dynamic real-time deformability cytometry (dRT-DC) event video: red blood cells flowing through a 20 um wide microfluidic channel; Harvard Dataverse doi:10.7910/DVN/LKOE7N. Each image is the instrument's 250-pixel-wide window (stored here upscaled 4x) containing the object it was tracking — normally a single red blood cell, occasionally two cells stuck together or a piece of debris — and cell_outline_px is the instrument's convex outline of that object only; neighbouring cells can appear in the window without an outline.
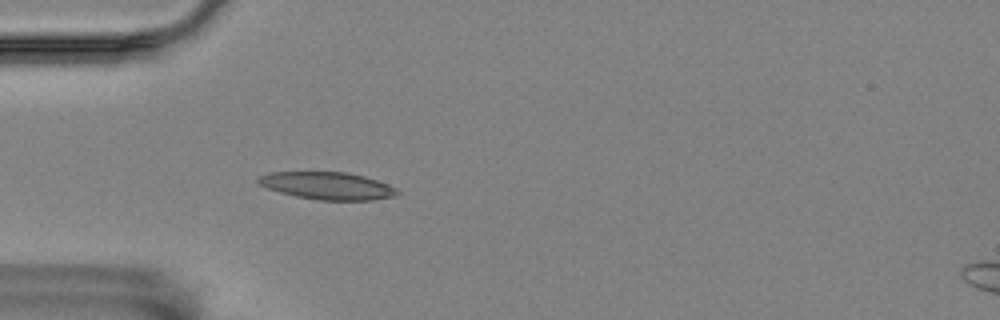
{"species": "Egyptian fruit bat (a non-hibernating species)", "species_latin": "Rousettus aegyptiacus", "temperature_condition": "room temperature", "stored_images_in_passage": 42, "camera_frame_rate_fps": 3000, "um_per_image_px": 0.085, "animal": {"sex": "female"}, "frame": {"image": 1, "passage_image": 2, "time_ms": 0.333, "image_size_px": [1000, 320], "cell_outline_px": [[400, 192], [396, 196], [372, 200], [320, 200], [296, 196], [280, 192], [256, 184], [256, 176], [268, 172], [348, 172], [364, 176], [388, 184], [396, 188]], "centroid_in_image_um": [27.8, 15.78], "position_along_channel_um": 57.2, "area_um2": 22.37}}
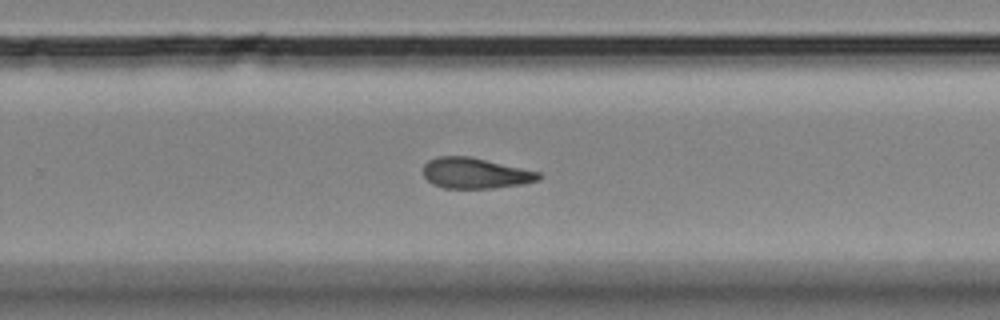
{"frame": {"image": 2, "passage_image": 22, "time_ms": 7.0, "image_size_px": [1000, 320], "cell_outline_px": [[544, 176], [540, 180], [524, 184], [492, 188], [444, 188], [432, 184], [424, 176], [424, 164], [428, 160], [436, 156], [468, 156], [540, 172]], "centroid_in_image_um": [40.41, 14.72], "position_along_channel_um": 289.4, "area_um2": 20.69}}
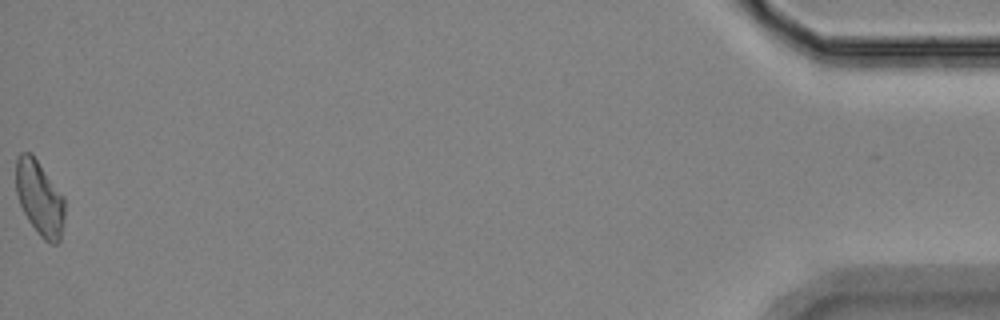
{"frame": {"image": 3, "passage_image": 42, "time_ms": 13.667, "image_size_px": [1000, 320], "cell_outline_px": [[64, 224], [60, 240], [56, 244], [52, 244], [44, 240], [40, 236], [28, 220], [20, 204], [16, 192], [16, 160], [20, 152], [32, 152], [64, 196]], "centroid_in_image_um": [3.38, 16.82], "position_along_channel_um": 431.8, "area_um2": 21.44}, "authors_computed_cell_mechanics": {"area_um2": 20.9236, "velocity_mm_per_s": 3.5424, "shape_relaxation_time_tau1_ms": null, "shape_relaxation_time_tau2_ms": 4.9511, "deformation_change_tau1": null, "deformation_change_tau2": 0.1459}}